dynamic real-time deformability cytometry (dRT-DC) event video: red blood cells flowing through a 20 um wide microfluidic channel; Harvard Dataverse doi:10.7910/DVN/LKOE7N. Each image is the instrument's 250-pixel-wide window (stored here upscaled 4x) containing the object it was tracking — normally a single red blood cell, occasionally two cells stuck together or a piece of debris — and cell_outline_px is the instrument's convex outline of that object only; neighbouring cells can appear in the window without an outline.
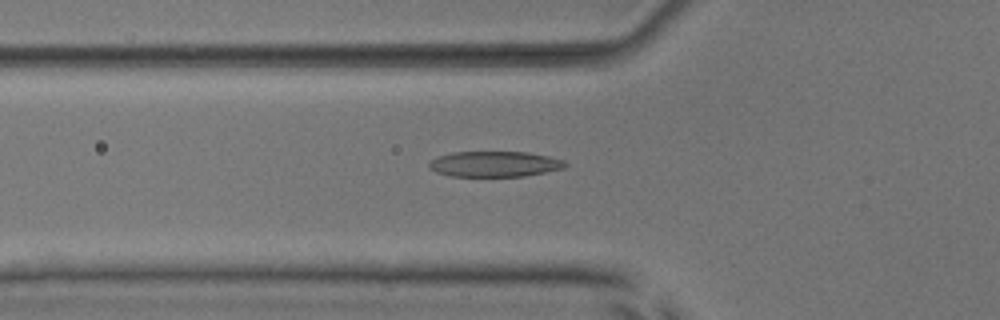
{"species": "common noctule bat (a hibernating species)", "species_latin": "Nyctalus noctula", "temperature_condition": "room temperature", "stored_images_in_passage": 52, "camera_frame_rate_fps": 3000, "um_per_image_px": 0.085, "animal": {"sex": "male", "body_mass_g": 17.9, "forearm_length_mm": 54.2}, "frame": {"image": 1, "passage_image": 19, "time_ms": 6.0, "image_size_px": [1000, 320], "cell_outline_px": [[568, 164], [564, 168], [524, 176], [452, 176], [436, 172], [428, 168], [428, 164], [432, 160], [440, 156], [452, 152], [528, 152], [548, 156], [564, 160]], "centroid_in_image_um": [42.05, 13.94], "position_along_channel_um": 83.8, "area_um2": 20.17}}
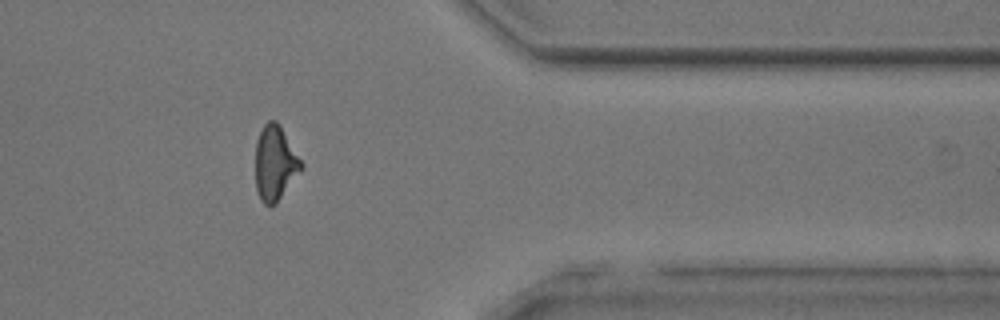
{"frame": {"image": 2, "passage_image": 43, "time_ms": 14.0, "image_size_px": [1000, 320], "cell_outline_px": [[304, 168], [276, 204], [264, 204], [260, 200], [256, 188], [256, 140], [264, 124], [268, 120], [276, 120], [280, 124], [304, 164]], "centroid_in_image_um": [23.4, 13.86], "position_along_channel_um": 388.0, "area_um2": 20.17}}
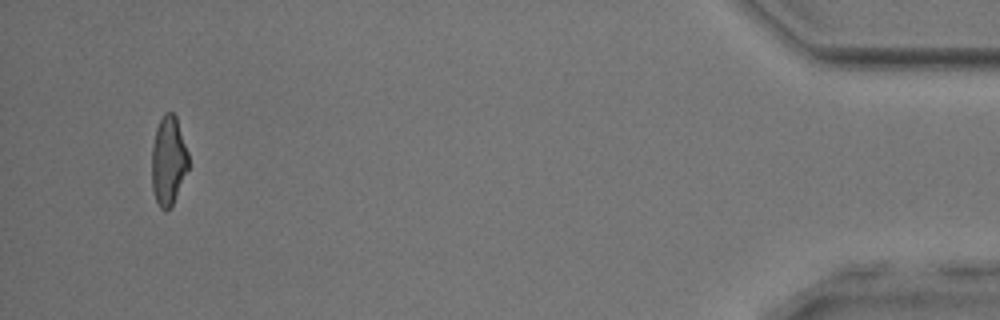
{"frame": {"image": 3, "passage_image": 50, "time_ms": 16.333, "image_size_px": [1000, 320], "cell_outline_px": [[188, 168], [172, 204], [168, 208], [160, 208], [156, 200], [152, 188], [152, 144], [156, 128], [164, 112], [172, 112], [176, 116], [188, 152]], "centroid_in_image_um": [14.3, 13.6], "position_along_channel_um": 420.9, "area_um2": 18.73}, "authors_computed_cell_mechanics": {"area_um2": 20.23, "velocity_mm_per_s": 3.9916, "shape_relaxation_time_tau1_ms": 3.8544, "shape_relaxation_time_tau2_ms": 1.8771, "deformation_change_tau1": 0.1699, "deformation_change_tau2": 0.1155}}